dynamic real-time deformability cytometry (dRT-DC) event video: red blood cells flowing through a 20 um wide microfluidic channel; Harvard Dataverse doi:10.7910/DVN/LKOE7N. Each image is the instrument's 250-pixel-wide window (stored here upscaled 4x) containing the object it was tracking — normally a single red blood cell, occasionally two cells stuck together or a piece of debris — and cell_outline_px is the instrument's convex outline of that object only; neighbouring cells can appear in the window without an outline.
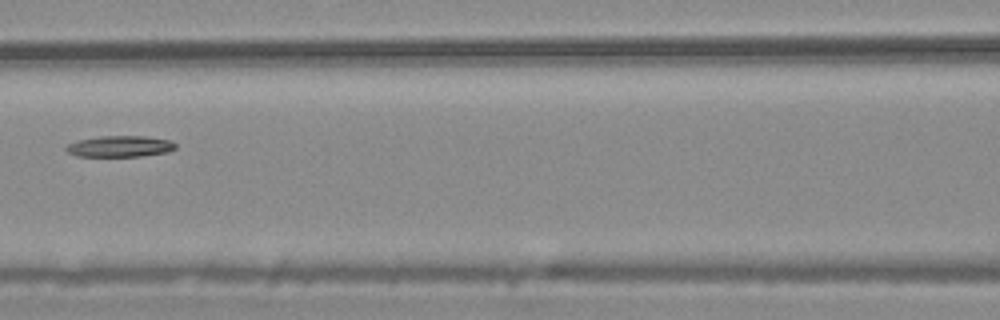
{"species": "common noctule bat (a hibernating species)", "species_latin": "Nyctalus noctula", "temperature_condition": "warm", "stored_images_in_passage": 4, "camera_frame_rate_fps": 3000, "um_per_image_px": 0.085, "animal": {"sex": "male", "body_mass_g": 20.4}, "frame": {"image": 1, "passage_image": 4, "time_ms": 1.0, "image_size_px": [1000, 320], "cell_outline_px": [[176, 148], [168, 152], [140, 156], [76, 156], [68, 152], [64, 148], [68, 144], [80, 140], [100, 136], [144, 136], [168, 140], [176, 144]], "centroid_in_image_um": [10.19, 12.44], "position_along_channel_um": 156.4, "area_um2": 13.35}}